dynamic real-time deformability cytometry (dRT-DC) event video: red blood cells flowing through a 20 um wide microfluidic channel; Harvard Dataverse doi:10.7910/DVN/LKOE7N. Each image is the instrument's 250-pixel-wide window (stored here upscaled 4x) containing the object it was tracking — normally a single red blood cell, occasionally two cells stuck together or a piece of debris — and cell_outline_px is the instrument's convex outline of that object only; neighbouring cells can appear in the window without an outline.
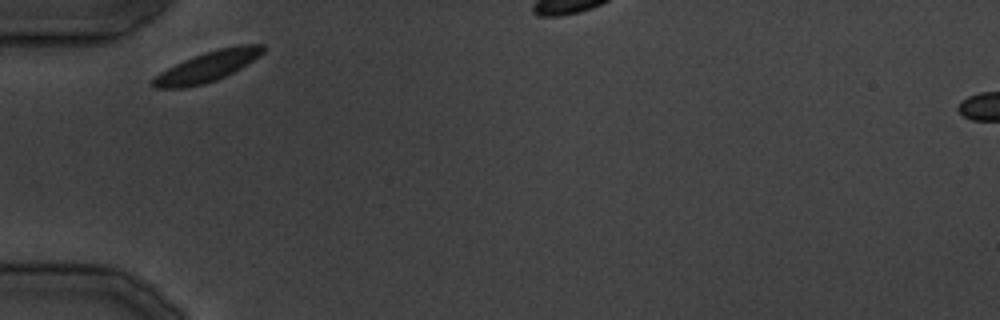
{"species": "common noctule bat (a hibernating species)", "species_latin": "Nyctalus noctula", "temperature_condition": "cold", "stored_images_in_passage": 16, "camera_frame_rate_fps": 3000, "um_per_image_px": 0.085, "animal": {"sex": "male", "body_mass_g": 19.5, "forearm_length_mm": 54.6}, "frame": {"image": 1, "passage_image": 1, "time_ms": 0.0, "image_size_px": [1000, 320], "cell_outline_px": [[264, 52], [240, 68], [216, 80], [204, 84], [184, 88], [156, 88], [152, 84], [152, 76], [184, 60], [204, 52], [220, 48], [240, 44], [264, 44]], "centroid_in_image_um": [17.61, 5.65], "position_along_channel_um": 67.4, "area_um2": 19.19}}
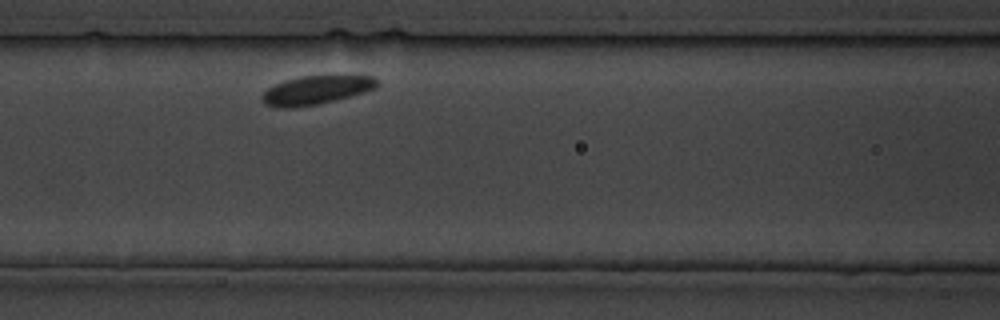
{"frame": {"image": 2, "passage_image": 5, "time_ms": 5.667, "image_size_px": [1000, 320], "cell_outline_px": [[376, 88], [364, 92], [336, 100], [316, 104], [292, 108], [276, 108], [264, 104], [260, 96], [268, 88], [284, 80], [304, 76], [372, 76], [376, 80]], "centroid_in_image_um": [26.8, 7.67], "position_along_channel_um": 139.8, "area_um2": 19.02}}
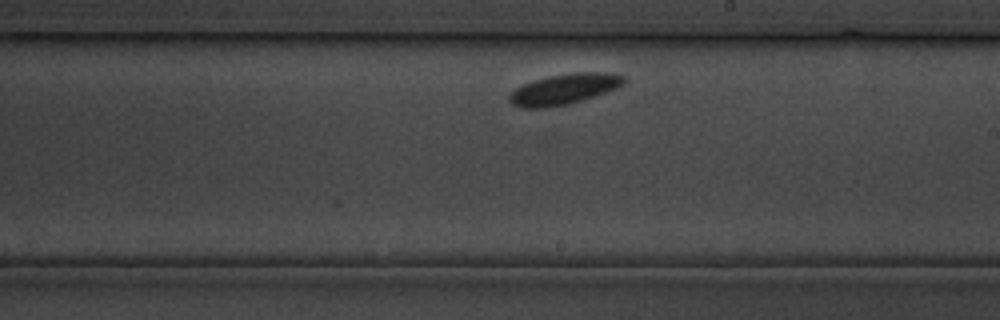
{"frame": {"image": 3, "passage_image": 12, "time_ms": 13.333, "image_size_px": [1000, 320], "cell_outline_px": [[624, 84], [616, 88], [568, 104], [544, 108], [520, 108], [512, 104], [508, 100], [508, 96], [516, 88], [524, 84], [548, 76], [572, 72], [604, 72], [624, 76]], "centroid_in_image_um": [47.91, 7.57], "position_along_channel_um": 241.1, "area_um2": 20.11}}